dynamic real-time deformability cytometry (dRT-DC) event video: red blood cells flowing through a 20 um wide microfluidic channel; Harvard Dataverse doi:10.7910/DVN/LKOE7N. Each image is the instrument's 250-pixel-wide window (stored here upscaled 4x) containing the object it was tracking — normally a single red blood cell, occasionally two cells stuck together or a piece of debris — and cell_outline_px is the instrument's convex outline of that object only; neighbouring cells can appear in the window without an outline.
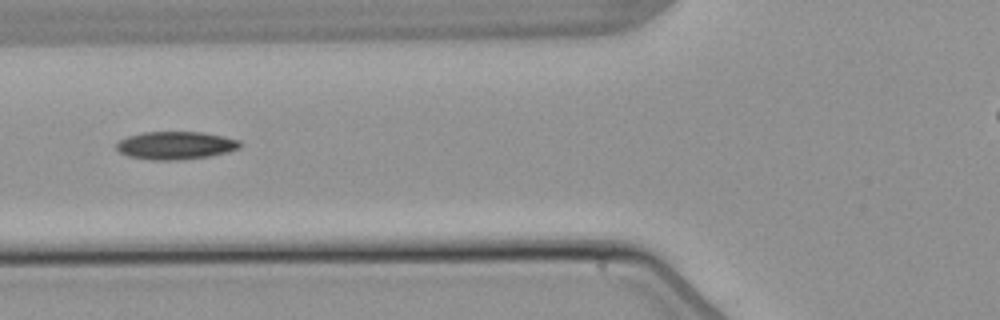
{"species": "common noctule bat (a hibernating species)", "species_latin": "Nyctalus noctula", "temperature_condition": "warm", "stored_images_in_passage": 6, "camera_frame_rate_fps": 3000, "um_per_image_px": 0.085, "animal": {"sex": "male", "body_mass_g": 21.5, "forearm_length_mm": 52.0}, "frame": {"image": 1, "passage_image": 4, "time_ms": 3.667, "image_size_px": [1000, 320], "cell_outline_px": [[240, 148], [228, 152], [208, 156], [176, 160], [152, 160], [128, 156], [120, 152], [116, 148], [116, 144], [120, 140], [128, 136], [144, 132], [204, 132], [240, 140]], "centroid_in_image_um": [14.93, 12.36], "position_along_channel_um": 110.9, "area_um2": 20.0}}